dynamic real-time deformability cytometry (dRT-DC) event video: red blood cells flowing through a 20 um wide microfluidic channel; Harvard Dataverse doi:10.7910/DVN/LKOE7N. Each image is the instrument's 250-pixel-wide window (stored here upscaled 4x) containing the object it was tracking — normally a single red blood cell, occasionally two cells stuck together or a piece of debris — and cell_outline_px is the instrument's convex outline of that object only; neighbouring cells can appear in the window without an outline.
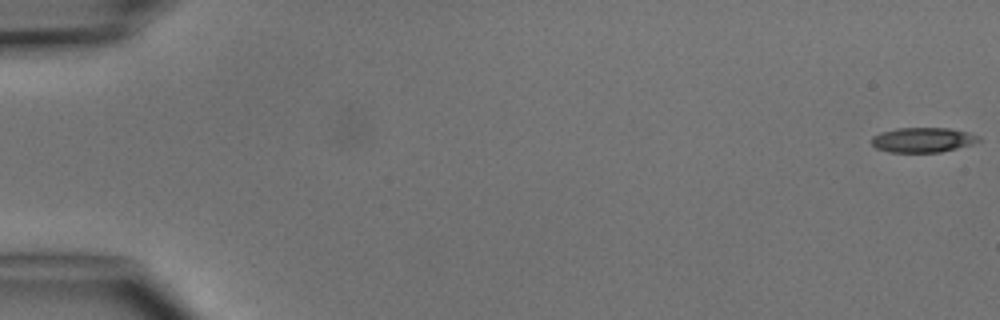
{"species": "common noctule bat (a hibernating species)", "species_latin": "Nyctalus noctula", "temperature_condition": "cold", "stored_images_in_passage": 2, "camera_frame_rate_fps": 3000, "um_per_image_px": 0.085, "animal": {"sex": "male", "body_mass_g": 15.6}, "frame": {"image": 1, "passage_image": 2, "time_ms": 1.333, "image_size_px": [1000, 320], "cell_outline_px": [[980, 140], [972, 144], [940, 152], [888, 152], [876, 148], [872, 144], [872, 136], [880, 132], [896, 128], [948, 128], [968, 132], [980, 136]], "centroid_in_image_um": [78.42, 11.88], "position_along_channel_um": 6.6, "area_um2": 15.49}}